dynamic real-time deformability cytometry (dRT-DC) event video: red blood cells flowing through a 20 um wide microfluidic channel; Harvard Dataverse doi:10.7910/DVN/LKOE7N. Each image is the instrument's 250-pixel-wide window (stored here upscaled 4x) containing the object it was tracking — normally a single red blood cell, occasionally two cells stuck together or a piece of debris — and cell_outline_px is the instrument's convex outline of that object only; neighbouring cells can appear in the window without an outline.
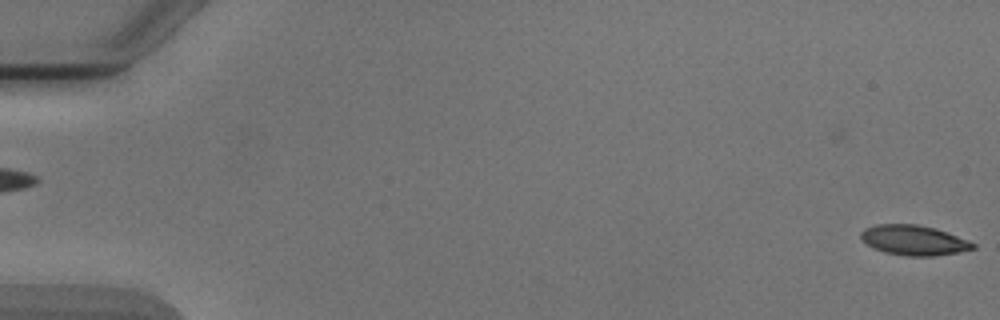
{"species": "Egyptian fruit bat (a non-hibernating species)", "species_latin": "Rousettus aegyptiacus", "temperature_condition": "cold", "stored_images_in_passage": 4, "segment_of_instrument_passage": [2, 2], "camera_frame_rate_fps": 3000, "um_per_image_px": 0.085, "animal": {"sex": "male"}, "frame": {"image": 1, "passage_image": 4, "time_ms": 4.333, "image_size_px": [1000, 320], "cell_outline_px": [[976, 248], [936, 256], [904, 256], [884, 252], [872, 248], [860, 236], [860, 232], [864, 228], [876, 224], [916, 224], [936, 228], [968, 240], [976, 244]], "centroid_in_image_um": [77.66, 20.42], "position_along_channel_um": 7.3, "area_um2": 19.65}}